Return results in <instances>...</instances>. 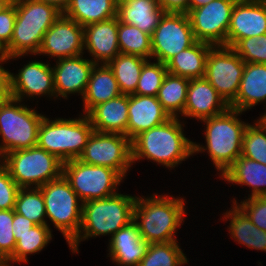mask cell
Wrapping results in <instances>:
<instances>
[{"label": "cell", "instance_id": "21", "mask_svg": "<svg viewBox=\"0 0 266 266\" xmlns=\"http://www.w3.org/2000/svg\"><path fill=\"white\" fill-rule=\"evenodd\" d=\"M84 48L94 57L95 64L101 60L107 64L120 54L118 44V18L91 23L83 27Z\"/></svg>", "mask_w": 266, "mask_h": 266}, {"label": "cell", "instance_id": "22", "mask_svg": "<svg viewBox=\"0 0 266 266\" xmlns=\"http://www.w3.org/2000/svg\"><path fill=\"white\" fill-rule=\"evenodd\" d=\"M147 243L133 220L114 233L109 241V254L113 262L120 266H138L145 256Z\"/></svg>", "mask_w": 266, "mask_h": 266}, {"label": "cell", "instance_id": "32", "mask_svg": "<svg viewBox=\"0 0 266 266\" xmlns=\"http://www.w3.org/2000/svg\"><path fill=\"white\" fill-rule=\"evenodd\" d=\"M189 82L190 79L171 73L164 77L156 97L170 117L183 115Z\"/></svg>", "mask_w": 266, "mask_h": 266}, {"label": "cell", "instance_id": "11", "mask_svg": "<svg viewBox=\"0 0 266 266\" xmlns=\"http://www.w3.org/2000/svg\"><path fill=\"white\" fill-rule=\"evenodd\" d=\"M78 160L116 170L123 178L132 165L131 140L123 134L93 131Z\"/></svg>", "mask_w": 266, "mask_h": 266}, {"label": "cell", "instance_id": "37", "mask_svg": "<svg viewBox=\"0 0 266 266\" xmlns=\"http://www.w3.org/2000/svg\"><path fill=\"white\" fill-rule=\"evenodd\" d=\"M254 124L246 126L242 156L266 165V125L260 119Z\"/></svg>", "mask_w": 266, "mask_h": 266}, {"label": "cell", "instance_id": "26", "mask_svg": "<svg viewBox=\"0 0 266 266\" xmlns=\"http://www.w3.org/2000/svg\"><path fill=\"white\" fill-rule=\"evenodd\" d=\"M98 67V68H97ZM118 83L107 64H95L83 95L85 115L95 106L121 95Z\"/></svg>", "mask_w": 266, "mask_h": 266}, {"label": "cell", "instance_id": "34", "mask_svg": "<svg viewBox=\"0 0 266 266\" xmlns=\"http://www.w3.org/2000/svg\"><path fill=\"white\" fill-rule=\"evenodd\" d=\"M52 239L48 225H35L29 232L18 235L14 254L7 260L9 262L27 263V255L40 252Z\"/></svg>", "mask_w": 266, "mask_h": 266}, {"label": "cell", "instance_id": "51", "mask_svg": "<svg viewBox=\"0 0 266 266\" xmlns=\"http://www.w3.org/2000/svg\"><path fill=\"white\" fill-rule=\"evenodd\" d=\"M0 266H11V265H8V262L5 258L0 257Z\"/></svg>", "mask_w": 266, "mask_h": 266}, {"label": "cell", "instance_id": "25", "mask_svg": "<svg viewBox=\"0 0 266 266\" xmlns=\"http://www.w3.org/2000/svg\"><path fill=\"white\" fill-rule=\"evenodd\" d=\"M164 13L156 0H129L117 5L116 17L119 22L152 35Z\"/></svg>", "mask_w": 266, "mask_h": 266}, {"label": "cell", "instance_id": "17", "mask_svg": "<svg viewBox=\"0 0 266 266\" xmlns=\"http://www.w3.org/2000/svg\"><path fill=\"white\" fill-rule=\"evenodd\" d=\"M10 83L12 98L20 102L25 96L48 94L56 97L52 67L40 61H29L15 76L10 73Z\"/></svg>", "mask_w": 266, "mask_h": 266}, {"label": "cell", "instance_id": "43", "mask_svg": "<svg viewBox=\"0 0 266 266\" xmlns=\"http://www.w3.org/2000/svg\"><path fill=\"white\" fill-rule=\"evenodd\" d=\"M16 19V6L11 2L0 11V44L4 49L10 44Z\"/></svg>", "mask_w": 266, "mask_h": 266}, {"label": "cell", "instance_id": "2", "mask_svg": "<svg viewBox=\"0 0 266 266\" xmlns=\"http://www.w3.org/2000/svg\"><path fill=\"white\" fill-rule=\"evenodd\" d=\"M178 117L137 135L131 141L132 162L147 158L173 168L194 154V142L183 133Z\"/></svg>", "mask_w": 266, "mask_h": 266}, {"label": "cell", "instance_id": "30", "mask_svg": "<svg viewBox=\"0 0 266 266\" xmlns=\"http://www.w3.org/2000/svg\"><path fill=\"white\" fill-rule=\"evenodd\" d=\"M232 206L224 213V220L231 218L228 227L231 238L248 248L266 251V231L256 227L236 204Z\"/></svg>", "mask_w": 266, "mask_h": 266}, {"label": "cell", "instance_id": "35", "mask_svg": "<svg viewBox=\"0 0 266 266\" xmlns=\"http://www.w3.org/2000/svg\"><path fill=\"white\" fill-rule=\"evenodd\" d=\"M188 262L177 241L150 243L138 266H181Z\"/></svg>", "mask_w": 266, "mask_h": 266}, {"label": "cell", "instance_id": "18", "mask_svg": "<svg viewBox=\"0 0 266 266\" xmlns=\"http://www.w3.org/2000/svg\"><path fill=\"white\" fill-rule=\"evenodd\" d=\"M82 54L57 60L52 68L56 97L65 99L68 94L80 93L83 97L95 63L82 58Z\"/></svg>", "mask_w": 266, "mask_h": 266}, {"label": "cell", "instance_id": "46", "mask_svg": "<svg viewBox=\"0 0 266 266\" xmlns=\"http://www.w3.org/2000/svg\"><path fill=\"white\" fill-rule=\"evenodd\" d=\"M165 12L187 13L189 0H156Z\"/></svg>", "mask_w": 266, "mask_h": 266}, {"label": "cell", "instance_id": "12", "mask_svg": "<svg viewBox=\"0 0 266 266\" xmlns=\"http://www.w3.org/2000/svg\"><path fill=\"white\" fill-rule=\"evenodd\" d=\"M245 62L231 48L213 46L206 58L205 78L230 105L237 97Z\"/></svg>", "mask_w": 266, "mask_h": 266}, {"label": "cell", "instance_id": "5", "mask_svg": "<svg viewBox=\"0 0 266 266\" xmlns=\"http://www.w3.org/2000/svg\"><path fill=\"white\" fill-rule=\"evenodd\" d=\"M242 111L228 108L225 112L202 120L206 124V147L194 142V153L208 150L210 159L221 175L242 155V142L248 123L237 117Z\"/></svg>", "mask_w": 266, "mask_h": 266}, {"label": "cell", "instance_id": "19", "mask_svg": "<svg viewBox=\"0 0 266 266\" xmlns=\"http://www.w3.org/2000/svg\"><path fill=\"white\" fill-rule=\"evenodd\" d=\"M228 108L229 105L205 77L190 79L183 116L202 121L219 115Z\"/></svg>", "mask_w": 266, "mask_h": 266}, {"label": "cell", "instance_id": "42", "mask_svg": "<svg viewBox=\"0 0 266 266\" xmlns=\"http://www.w3.org/2000/svg\"><path fill=\"white\" fill-rule=\"evenodd\" d=\"M19 189L20 187L11 178L6 166L0 162V210L15 208Z\"/></svg>", "mask_w": 266, "mask_h": 266}, {"label": "cell", "instance_id": "50", "mask_svg": "<svg viewBox=\"0 0 266 266\" xmlns=\"http://www.w3.org/2000/svg\"><path fill=\"white\" fill-rule=\"evenodd\" d=\"M11 2V0H0V11L6 8Z\"/></svg>", "mask_w": 266, "mask_h": 266}, {"label": "cell", "instance_id": "7", "mask_svg": "<svg viewBox=\"0 0 266 266\" xmlns=\"http://www.w3.org/2000/svg\"><path fill=\"white\" fill-rule=\"evenodd\" d=\"M1 161L11 178L20 188H39L62 176L63 162L43 148H31L8 152Z\"/></svg>", "mask_w": 266, "mask_h": 266}, {"label": "cell", "instance_id": "45", "mask_svg": "<svg viewBox=\"0 0 266 266\" xmlns=\"http://www.w3.org/2000/svg\"><path fill=\"white\" fill-rule=\"evenodd\" d=\"M11 98L10 72L0 65V104L8 102Z\"/></svg>", "mask_w": 266, "mask_h": 266}, {"label": "cell", "instance_id": "1", "mask_svg": "<svg viewBox=\"0 0 266 266\" xmlns=\"http://www.w3.org/2000/svg\"><path fill=\"white\" fill-rule=\"evenodd\" d=\"M16 19L10 44L5 48L8 60L36 55L44 34L61 16L63 11L49 0L15 1Z\"/></svg>", "mask_w": 266, "mask_h": 266}, {"label": "cell", "instance_id": "14", "mask_svg": "<svg viewBox=\"0 0 266 266\" xmlns=\"http://www.w3.org/2000/svg\"><path fill=\"white\" fill-rule=\"evenodd\" d=\"M237 0H213L207 5L188 10L196 41L227 47V33L232 9Z\"/></svg>", "mask_w": 266, "mask_h": 266}, {"label": "cell", "instance_id": "33", "mask_svg": "<svg viewBox=\"0 0 266 266\" xmlns=\"http://www.w3.org/2000/svg\"><path fill=\"white\" fill-rule=\"evenodd\" d=\"M118 44L121 54L152 58L151 35L131 24L118 21Z\"/></svg>", "mask_w": 266, "mask_h": 266}, {"label": "cell", "instance_id": "4", "mask_svg": "<svg viewBox=\"0 0 266 266\" xmlns=\"http://www.w3.org/2000/svg\"><path fill=\"white\" fill-rule=\"evenodd\" d=\"M136 198L116 193L105 199L82 203L81 227L78 235L69 243L73 253H78V244L82 239L107 234L112 236L132 222Z\"/></svg>", "mask_w": 266, "mask_h": 266}, {"label": "cell", "instance_id": "13", "mask_svg": "<svg viewBox=\"0 0 266 266\" xmlns=\"http://www.w3.org/2000/svg\"><path fill=\"white\" fill-rule=\"evenodd\" d=\"M195 42L187 13L165 12L151 35L152 58L166 64Z\"/></svg>", "mask_w": 266, "mask_h": 266}, {"label": "cell", "instance_id": "40", "mask_svg": "<svg viewBox=\"0 0 266 266\" xmlns=\"http://www.w3.org/2000/svg\"><path fill=\"white\" fill-rule=\"evenodd\" d=\"M12 223L13 209L0 210V257L6 260L14 254L16 246Z\"/></svg>", "mask_w": 266, "mask_h": 266}, {"label": "cell", "instance_id": "28", "mask_svg": "<svg viewBox=\"0 0 266 266\" xmlns=\"http://www.w3.org/2000/svg\"><path fill=\"white\" fill-rule=\"evenodd\" d=\"M227 182L252 187L250 197L266 196V165L243 157L220 175Z\"/></svg>", "mask_w": 266, "mask_h": 266}, {"label": "cell", "instance_id": "6", "mask_svg": "<svg viewBox=\"0 0 266 266\" xmlns=\"http://www.w3.org/2000/svg\"><path fill=\"white\" fill-rule=\"evenodd\" d=\"M93 131L86 115L69 120H49L44 116L38 129L37 146L62 162L78 159Z\"/></svg>", "mask_w": 266, "mask_h": 266}, {"label": "cell", "instance_id": "23", "mask_svg": "<svg viewBox=\"0 0 266 266\" xmlns=\"http://www.w3.org/2000/svg\"><path fill=\"white\" fill-rule=\"evenodd\" d=\"M86 116L97 132L118 133L127 136L128 95L121 94L100 103L93 107Z\"/></svg>", "mask_w": 266, "mask_h": 266}, {"label": "cell", "instance_id": "15", "mask_svg": "<svg viewBox=\"0 0 266 266\" xmlns=\"http://www.w3.org/2000/svg\"><path fill=\"white\" fill-rule=\"evenodd\" d=\"M84 29L63 13L44 34L37 54H44L59 59L83 54Z\"/></svg>", "mask_w": 266, "mask_h": 266}, {"label": "cell", "instance_id": "31", "mask_svg": "<svg viewBox=\"0 0 266 266\" xmlns=\"http://www.w3.org/2000/svg\"><path fill=\"white\" fill-rule=\"evenodd\" d=\"M147 59L136 55L118 54L107 65L112 70L122 94H133L137 87L142 67Z\"/></svg>", "mask_w": 266, "mask_h": 266}, {"label": "cell", "instance_id": "16", "mask_svg": "<svg viewBox=\"0 0 266 266\" xmlns=\"http://www.w3.org/2000/svg\"><path fill=\"white\" fill-rule=\"evenodd\" d=\"M266 34L265 0H237L231 13L227 33V47L239 40Z\"/></svg>", "mask_w": 266, "mask_h": 266}, {"label": "cell", "instance_id": "41", "mask_svg": "<svg viewBox=\"0 0 266 266\" xmlns=\"http://www.w3.org/2000/svg\"><path fill=\"white\" fill-rule=\"evenodd\" d=\"M236 204L259 229L266 231V196L250 197Z\"/></svg>", "mask_w": 266, "mask_h": 266}, {"label": "cell", "instance_id": "48", "mask_svg": "<svg viewBox=\"0 0 266 266\" xmlns=\"http://www.w3.org/2000/svg\"><path fill=\"white\" fill-rule=\"evenodd\" d=\"M49 1H53L63 11L72 0H49Z\"/></svg>", "mask_w": 266, "mask_h": 266}, {"label": "cell", "instance_id": "8", "mask_svg": "<svg viewBox=\"0 0 266 266\" xmlns=\"http://www.w3.org/2000/svg\"><path fill=\"white\" fill-rule=\"evenodd\" d=\"M11 98L0 104V156L8 152L31 148L37 145L38 129L44 117L35 109L18 104Z\"/></svg>", "mask_w": 266, "mask_h": 266}, {"label": "cell", "instance_id": "3", "mask_svg": "<svg viewBox=\"0 0 266 266\" xmlns=\"http://www.w3.org/2000/svg\"><path fill=\"white\" fill-rule=\"evenodd\" d=\"M184 209L182 198H168L166 195L137 197L133 220L147 243H168L177 241L174 235L177 227H181Z\"/></svg>", "mask_w": 266, "mask_h": 266}, {"label": "cell", "instance_id": "52", "mask_svg": "<svg viewBox=\"0 0 266 266\" xmlns=\"http://www.w3.org/2000/svg\"><path fill=\"white\" fill-rule=\"evenodd\" d=\"M260 120L266 125V113H264V115L260 116Z\"/></svg>", "mask_w": 266, "mask_h": 266}, {"label": "cell", "instance_id": "44", "mask_svg": "<svg viewBox=\"0 0 266 266\" xmlns=\"http://www.w3.org/2000/svg\"><path fill=\"white\" fill-rule=\"evenodd\" d=\"M34 226L35 224L31 220L19 213H16L13 209L12 232L14 233L16 241L18 240V235L29 232V230Z\"/></svg>", "mask_w": 266, "mask_h": 266}, {"label": "cell", "instance_id": "47", "mask_svg": "<svg viewBox=\"0 0 266 266\" xmlns=\"http://www.w3.org/2000/svg\"><path fill=\"white\" fill-rule=\"evenodd\" d=\"M213 0H189L188 2V10H193L198 7L207 5L209 2H212Z\"/></svg>", "mask_w": 266, "mask_h": 266}, {"label": "cell", "instance_id": "38", "mask_svg": "<svg viewBox=\"0 0 266 266\" xmlns=\"http://www.w3.org/2000/svg\"><path fill=\"white\" fill-rule=\"evenodd\" d=\"M167 73L166 64L160 61L150 63L147 60L142 67L141 75L133 94L156 97Z\"/></svg>", "mask_w": 266, "mask_h": 266}, {"label": "cell", "instance_id": "10", "mask_svg": "<svg viewBox=\"0 0 266 266\" xmlns=\"http://www.w3.org/2000/svg\"><path fill=\"white\" fill-rule=\"evenodd\" d=\"M64 178L76 192L81 203L94 199H105L116 194V186L123 177L105 166L89 165L78 159L63 162Z\"/></svg>", "mask_w": 266, "mask_h": 266}, {"label": "cell", "instance_id": "20", "mask_svg": "<svg viewBox=\"0 0 266 266\" xmlns=\"http://www.w3.org/2000/svg\"><path fill=\"white\" fill-rule=\"evenodd\" d=\"M170 118L157 97L128 95L127 137L131 141L142 132L159 126Z\"/></svg>", "mask_w": 266, "mask_h": 266}, {"label": "cell", "instance_id": "39", "mask_svg": "<svg viewBox=\"0 0 266 266\" xmlns=\"http://www.w3.org/2000/svg\"><path fill=\"white\" fill-rule=\"evenodd\" d=\"M232 49L245 63L266 64V34L241 39Z\"/></svg>", "mask_w": 266, "mask_h": 266}, {"label": "cell", "instance_id": "27", "mask_svg": "<svg viewBox=\"0 0 266 266\" xmlns=\"http://www.w3.org/2000/svg\"><path fill=\"white\" fill-rule=\"evenodd\" d=\"M212 47L209 43L196 41L166 63L168 73L188 79L203 78L206 58Z\"/></svg>", "mask_w": 266, "mask_h": 266}, {"label": "cell", "instance_id": "49", "mask_svg": "<svg viewBox=\"0 0 266 266\" xmlns=\"http://www.w3.org/2000/svg\"><path fill=\"white\" fill-rule=\"evenodd\" d=\"M8 61V57L5 53V49L4 47L0 44V64H2V62H6Z\"/></svg>", "mask_w": 266, "mask_h": 266}, {"label": "cell", "instance_id": "24", "mask_svg": "<svg viewBox=\"0 0 266 266\" xmlns=\"http://www.w3.org/2000/svg\"><path fill=\"white\" fill-rule=\"evenodd\" d=\"M262 101L266 102V64L245 63L237 97L229 107L244 112Z\"/></svg>", "mask_w": 266, "mask_h": 266}, {"label": "cell", "instance_id": "29", "mask_svg": "<svg viewBox=\"0 0 266 266\" xmlns=\"http://www.w3.org/2000/svg\"><path fill=\"white\" fill-rule=\"evenodd\" d=\"M63 14L84 27L116 17L117 4L115 0H72Z\"/></svg>", "mask_w": 266, "mask_h": 266}, {"label": "cell", "instance_id": "9", "mask_svg": "<svg viewBox=\"0 0 266 266\" xmlns=\"http://www.w3.org/2000/svg\"><path fill=\"white\" fill-rule=\"evenodd\" d=\"M39 188L45 201L46 217L69 244L78 235L82 223L80 199L63 175Z\"/></svg>", "mask_w": 266, "mask_h": 266}, {"label": "cell", "instance_id": "36", "mask_svg": "<svg viewBox=\"0 0 266 266\" xmlns=\"http://www.w3.org/2000/svg\"><path fill=\"white\" fill-rule=\"evenodd\" d=\"M14 211L31 220L35 225H48L45 201L40 188H20Z\"/></svg>", "mask_w": 266, "mask_h": 266}, {"label": "cell", "instance_id": "53", "mask_svg": "<svg viewBox=\"0 0 266 266\" xmlns=\"http://www.w3.org/2000/svg\"><path fill=\"white\" fill-rule=\"evenodd\" d=\"M115 1H116V4L119 5L121 3H125V2H127L129 0H115Z\"/></svg>", "mask_w": 266, "mask_h": 266}]
</instances>
